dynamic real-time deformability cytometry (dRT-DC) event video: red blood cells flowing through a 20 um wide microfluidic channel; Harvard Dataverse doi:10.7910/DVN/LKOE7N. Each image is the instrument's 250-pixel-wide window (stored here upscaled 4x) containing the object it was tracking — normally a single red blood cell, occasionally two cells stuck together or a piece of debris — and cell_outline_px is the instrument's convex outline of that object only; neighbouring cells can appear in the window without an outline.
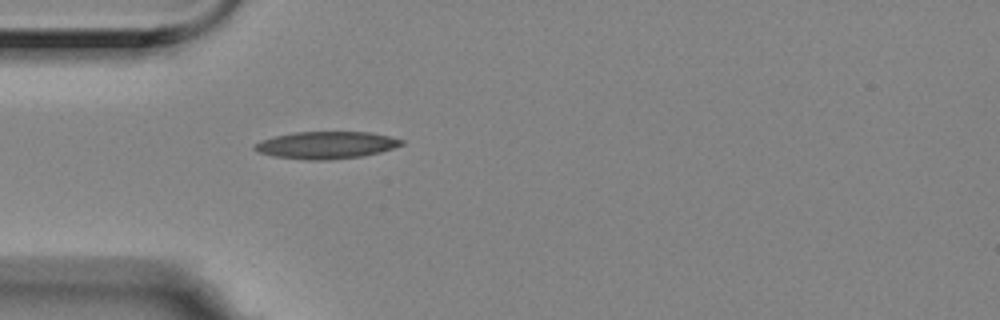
{"species": "Egyptian fruit bat (a non-hibernating species)", "species_latin": "Rousettus aegyptiacus", "temperature_condition": "room temperature", "stored_images_in_passage": 1, "camera_frame_rate_fps": 3000, "um_per_image_px": 0.085, "animal": {"sex": "female"}, "frame": {"image": 1, "passage_image": 1, "time_ms": 0.0, "image_size_px": [1000, 320], "cell_outline_px": [[404, 144], [380, 152], [360, 156], [324, 160], [308, 160], [276, 156], [260, 152], [252, 148], [256, 144], [264, 140], [276, 136], [296, 132], [372, 132], [404, 140]], "centroid_in_image_um": [27.78, 12.32], "position_along_channel_um": 57.2, "area_um2": 22.83}}